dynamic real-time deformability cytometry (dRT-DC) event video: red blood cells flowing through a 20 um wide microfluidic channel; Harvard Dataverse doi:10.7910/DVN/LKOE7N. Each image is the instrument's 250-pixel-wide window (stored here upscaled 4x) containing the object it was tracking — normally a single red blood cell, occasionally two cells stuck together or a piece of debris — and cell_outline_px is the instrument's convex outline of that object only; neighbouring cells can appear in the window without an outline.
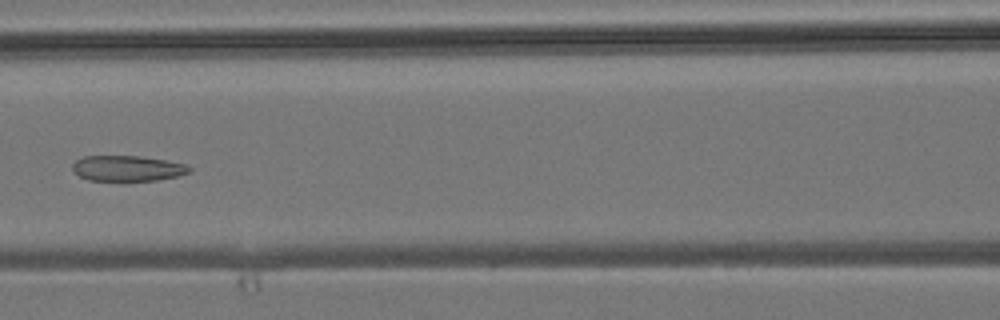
{"species": "common noctule bat (a hibernating species)", "species_latin": "Nyctalus noctula", "temperature_condition": "room temperature", "stored_images_in_passage": 6, "camera_frame_rate_fps": 3000, "um_per_image_px": 0.085, "animal": {"sex": "male", "body_mass_g": 19.2, "forearm_length_mm": 51.8}, "frame": {"image": 1, "passage_image": 5, "time_ms": 5.667, "image_size_px": [1000, 320], "cell_outline_px": [[192, 172], [176, 176], [156, 180], [88, 180], [80, 176], [72, 168], [72, 164], [76, 160], [84, 156], [140, 156], [168, 160], [184, 164], [192, 168]], "centroid_in_image_um": [10.86, 14.3], "position_along_channel_um": 155.7, "area_um2": 17.28}}
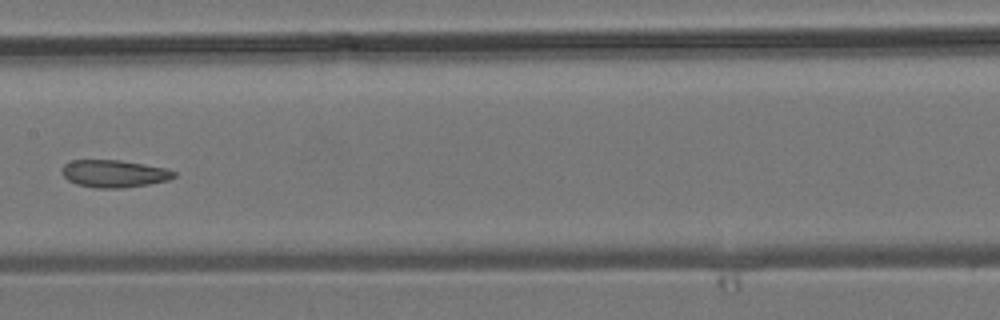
{"frame": {"image": 2, "passage_image": 6, "time_ms": 6.667, "image_size_px": [1000, 320], "cell_outline_px": [[176, 176], [168, 180], [148, 184], [124, 188], [96, 188], [76, 184], [68, 180], [60, 172], [64, 164], [72, 160], [120, 160], [144, 164], [164, 168], [176, 172]], "centroid_in_image_um": [9.67, 14.76], "position_along_channel_um": 197.7, "area_um2": 17.92}}